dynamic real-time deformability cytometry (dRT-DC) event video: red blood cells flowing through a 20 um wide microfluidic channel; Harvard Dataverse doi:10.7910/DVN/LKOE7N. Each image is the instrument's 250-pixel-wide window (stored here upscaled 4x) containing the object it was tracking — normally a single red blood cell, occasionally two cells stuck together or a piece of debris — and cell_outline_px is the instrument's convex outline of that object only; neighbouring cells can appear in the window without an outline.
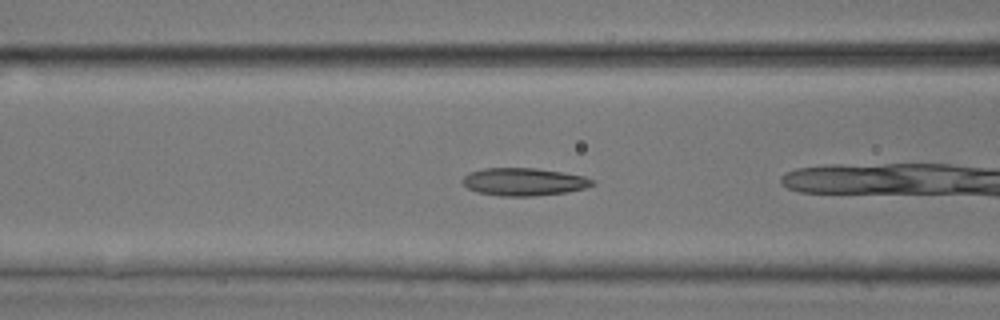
{"species": "common noctule bat (a hibernating species)", "species_latin": "Nyctalus noctula", "temperature_condition": "room temperature", "stored_images_in_passage": 8, "camera_frame_rate_fps": 3000, "um_per_image_px": 0.085, "animal": {"sex": "male", "body_mass_g": 17.9, "forearm_length_mm": 54.2}, "frame": {"image": 1, "passage_image": 4, "time_ms": 1.0, "image_size_px": [1000, 320], "cell_outline_px": [[596, 184], [584, 188], [568, 192], [532, 196], [500, 196], [476, 192], [468, 188], [460, 180], [468, 172], [484, 168], [536, 168], [584, 176], [596, 180]], "centroid_in_image_um": [44.52, 15.45], "position_along_channel_um": 122.1, "area_um2": 21.1}}
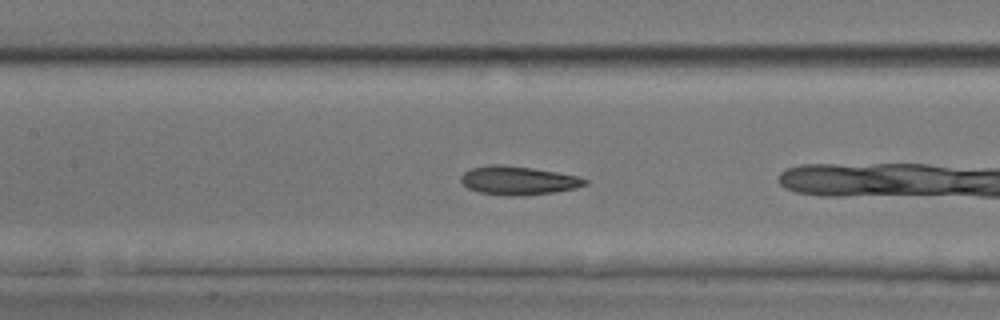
{"frame": {"image": 2, "passage_image": 7, "time_ms": 2.0, "image_size_px": [1000, 320], "cell_outline_px": [[588, 184], [576, 188], [552, 192], [524, 196], [508, 196], [480, 192], [468, 188], [460, 180], [460, 176], [464, 172], [472, 168], [488, 164], [500, 164], [532, 168], [556, 172], [576, 176], [588, 180]], "centroid_in_image_um": [44.03, 15.34], "position_along_channel_um": 163.4, "area_um2": 20.63}}